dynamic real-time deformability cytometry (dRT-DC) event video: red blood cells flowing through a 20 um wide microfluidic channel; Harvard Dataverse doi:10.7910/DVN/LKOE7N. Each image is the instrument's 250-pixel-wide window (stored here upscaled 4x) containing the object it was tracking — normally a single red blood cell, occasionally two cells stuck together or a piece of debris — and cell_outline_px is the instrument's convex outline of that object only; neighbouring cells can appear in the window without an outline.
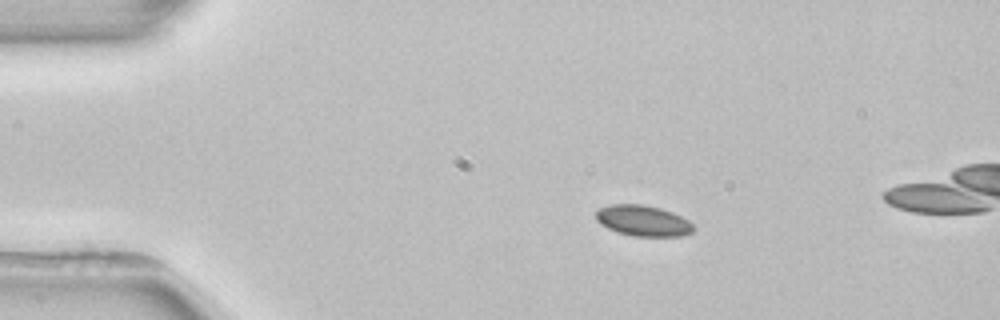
{"species": "common noctule bat (a hibernating species)", "species_latin": "Nyctalus noctula", "temperature_condition": "room temperature", "stored_images_in_passage": 3, "camera_frame_rate_fps": 3000, "um_per_image_px": 0.085, "animal": {"sex": "female", "body_mass_g": 22.7, "forearm_length_mm": 54.2}, "frame": {"image": 1, "passage_image": 1, "time_ms": 0.0, "image_size_px": [1000, 320], "cell_outline_px": [[692, 232], [680, 236], [632, 236], [608, 228], [600, 224], [596, 220], [596, 212], [600, 208], [608, 204], [644, 204], [660, 208], [672, 212], [688, 220], [692, 224]], "centroid_in_image_um": [54.63, 18.75], "position_along_channel_um": 30.4, "area_um2": 17.4}}